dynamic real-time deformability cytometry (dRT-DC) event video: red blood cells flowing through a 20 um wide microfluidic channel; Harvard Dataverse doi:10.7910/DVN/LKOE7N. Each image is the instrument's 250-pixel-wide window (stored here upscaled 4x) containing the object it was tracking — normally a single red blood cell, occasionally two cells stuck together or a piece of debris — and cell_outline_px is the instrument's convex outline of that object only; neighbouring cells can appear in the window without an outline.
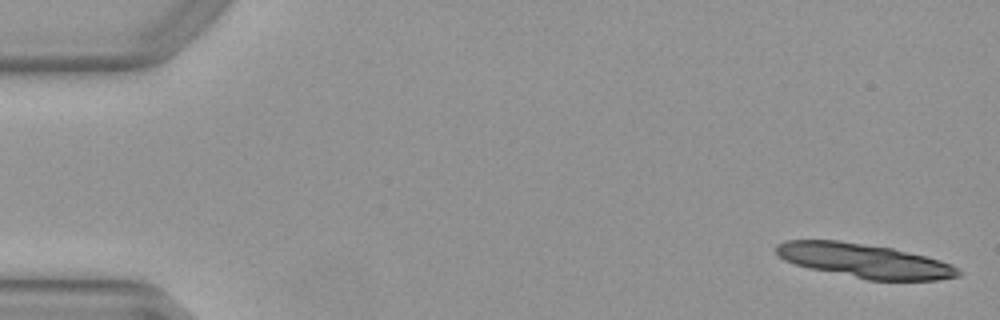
{"species": "Egyptian fruit bat (a non-hibernating species)", "species_latin": "Rousettus aegyptiacus", "temperature_condition": "warm", "stored_images_in_passage": 14, "camera_frame_rate_fps": 3000, "um_per_image_px": 0.085, "animal": {"sex": "female"}, "frame": {"image": 1, "passage_image": 1, "time_ms": 0.0, "image_size_px": [1000, 320], "cell_outline_px": [[964, 272], [960, 276], [940, 280], [868, 280], [808, 268], [784, 260], [776, 252], [776, 244], [784, 240], [840, 240], [892, 248], [940, 260], [952, 264]], "centroid_in_image_um": [73.5, 22.16], "position_along_channel_um": 11.5, "area_um2": 36.3}}